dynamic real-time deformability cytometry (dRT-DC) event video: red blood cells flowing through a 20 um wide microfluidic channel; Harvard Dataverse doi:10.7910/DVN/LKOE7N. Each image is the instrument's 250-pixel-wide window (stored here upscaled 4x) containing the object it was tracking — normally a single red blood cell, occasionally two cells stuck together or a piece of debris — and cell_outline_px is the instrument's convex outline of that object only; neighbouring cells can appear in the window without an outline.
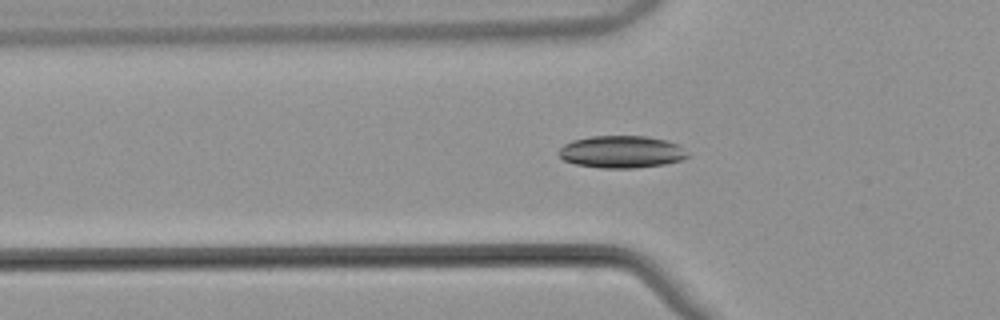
{"species": "common noctule bat (a hibernating species)", "species_latin": "Nyctalus noctula", "temperature_condition": "warm", "stored_images_in_passage": 43, "camera_frame_rate_fps": 3000, "um_per_image_px": 0.085, "animal": {"sex": "male", "body_mass_g": 21.5, "forearm_length_mm": 52.0}, "frame": {"image": 1, "passage_image": 12, "time_ms": 3.667, "image_size_px": [1000, 320], "cell_outline_px": [[688, 156], [680, 160], [664, 164], [632, 168], [600, 168], [576, 164], [564, 160], [560, 156], [560, 148], [564, 144], [572, 140], [592, 136], [644, 136], [668, 140], [680, 144]], "centroid_in_image_um": [52.83, 12.9], "position_along_channel_um": 73.0, "area_um2": 24.1}}
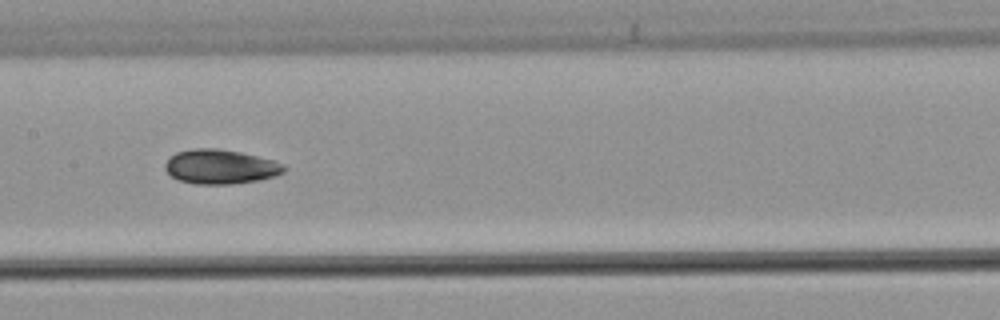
{"frame": {"image": 2, "passage_image": 21, "time_ms": 6.667, "image_size_px": [1000, 320], "cell_outline_px": [[288, 168], [284, 172], [276, 176], [260, 180], [232, 184], [196, 184], [180, 180], [172, 176], [164, 168], [164, 164], [176, 152], [192, 148], [216, 148], [240, 152], [272, 160], [284, 164]], "centroid_in_image_um": [18.76, 14.17], "position_along_channel_um": 188.6, "area_um2": 23.87}}
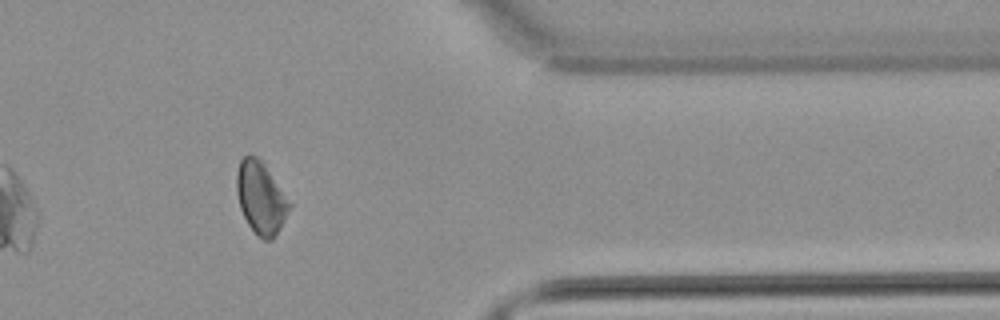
{"frame": {"image": 3, "passage_image": 38, "time_ms": 12.333, "image_size_px": [1000, 320], "cell_outline_px": [[292, 204], [272, 240], [264, 240], [256, 236], [248, 224], [240, 208], [236, 192], [236, 172], [240, 160], [244, 156], [260, 156]], "centroid_in_image_um": [22.15, 16.78], "position_along_channel_um": 389.3, "area_um2": 22.25}, "authors_computed_cell_mechanics": {"area_um2": 23.5824, "velocity_mm_per_s": 3.8416, "shape_relaxation_time_tau1_ms": null, "shape_relaxation_time_tau2_ms": 3.3781, "deformation_change_tau1": null, "deformation_change_tau2": 0.0842}}